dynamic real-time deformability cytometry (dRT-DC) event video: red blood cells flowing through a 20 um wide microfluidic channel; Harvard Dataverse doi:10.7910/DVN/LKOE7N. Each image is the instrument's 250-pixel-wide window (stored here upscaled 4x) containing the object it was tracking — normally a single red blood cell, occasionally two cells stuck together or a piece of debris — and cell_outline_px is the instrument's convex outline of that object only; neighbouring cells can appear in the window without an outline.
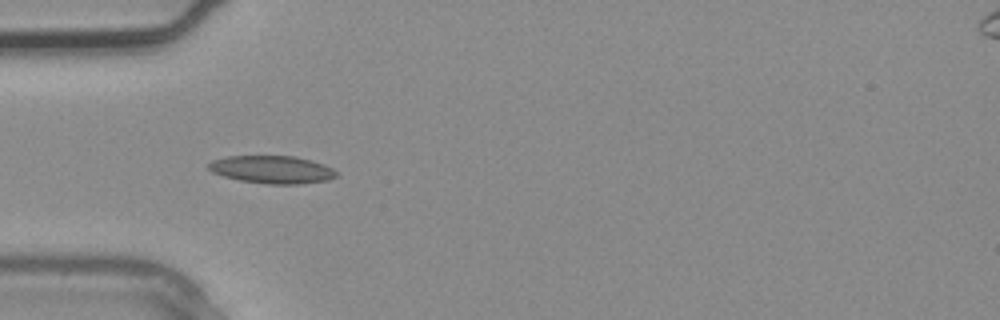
{"species": "common noctule bat (a hibernating species)", "species_latin": "Nyctalus noctula", "temperature_condition": "warm", "stored_images_in_passage": 3, "camera_frame_rate_fps": 3000, "um_per_image_px": 0.085, "animal": {"sex": "male", "body_mass_g": 20.4}, "frame": {"image": 1, "passage_image": 3, "time_ms": 0.667, "image_size_px": [1000, 320], "cell_outline_px": [[336, 176], [328, 180], [300, 184], [268, 184], [240, 180], [224, 176], [212, 172], [208, 168], [208, 164], [212, 160], [228, 156], [296, 156], [324, 164], [332, 168], [336, 172]], "centroid_in_image_um": [23.13, 14.41], "position_along_channel_um": 61.9, "area_um2": 20.58}}